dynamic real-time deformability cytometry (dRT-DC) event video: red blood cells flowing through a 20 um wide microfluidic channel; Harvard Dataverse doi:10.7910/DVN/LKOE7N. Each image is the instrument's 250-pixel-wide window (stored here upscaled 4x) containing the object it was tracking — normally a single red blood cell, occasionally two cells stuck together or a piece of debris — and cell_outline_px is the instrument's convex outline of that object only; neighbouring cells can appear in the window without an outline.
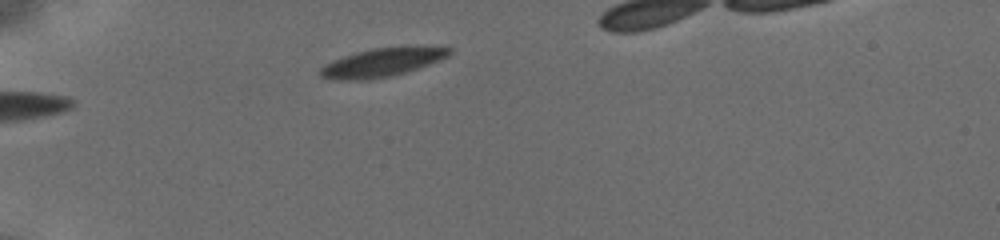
{"species": "common noctule bat (a hibernating species)", "species_latin": "Nyctalus noctula", "temperature_condition": "cold", "stored_images_in_passage": 37, "camera_frame_rate_fps": 3000, "um_per_image_px": 0.085, "animal": {"sex": "female", "body_mass_g": 19.5, "forearm_length_mm": 54.1}, "frame": {"image": 1, "passage_image": 1, "time_ms": 0.0, "image_size_px": [1000, 240], "cell_outline_px": [[452, 52], [448, 56], [428, 64], [392, 76], [368, 80], [332, 80], [320, 76], [320, 68], [324, 64], [332, 60], [356, 52], [372, 48], [452, 48]], "centroid_in_image_um": [32.35, 5.34], "position_along_channel_um": 52.7, "area_um2": 20.81}}
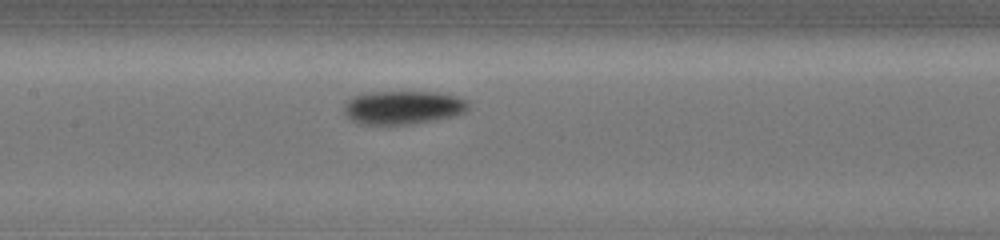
{"frame": {"image": 2, "passage_image": 10, "time_ms": 2.333, "image_size_px": [1000, 240], "cell_outline_px": [[468, 108], [464, 112], [452, 116], [404, 124], [360, 124], [352, 120], [344, 112], [344, 104], [352, 96], [372, 92], [440, 92], [460, 96], [468, 100]], "centroid_in_image_um": [34.26, 9.11], "position_along_channel_um": 173.1, "area_um2": 24.04}}
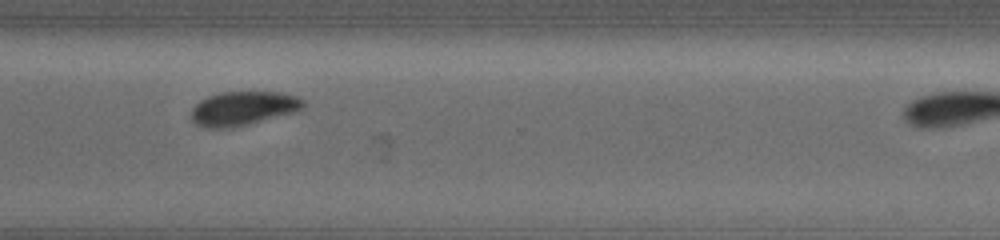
{"frame": {"image": 3, "passage_image": 29, "time_ms": 7.0, "image_size_px": [1000, 240], "cell_outline_px": [[304, 104], [300, 108], [292, 112], [232, 128], [204, 128], [196, 124], [192, 120], [192, 108], [200, 100], [208, 96], [220, 92], [280, 92], [296, 96], [304, 100]], "centroid_in_image_um": [20.6, 9.21], "position_along_channel_um": 350.0, "area_um2": 21.91}}